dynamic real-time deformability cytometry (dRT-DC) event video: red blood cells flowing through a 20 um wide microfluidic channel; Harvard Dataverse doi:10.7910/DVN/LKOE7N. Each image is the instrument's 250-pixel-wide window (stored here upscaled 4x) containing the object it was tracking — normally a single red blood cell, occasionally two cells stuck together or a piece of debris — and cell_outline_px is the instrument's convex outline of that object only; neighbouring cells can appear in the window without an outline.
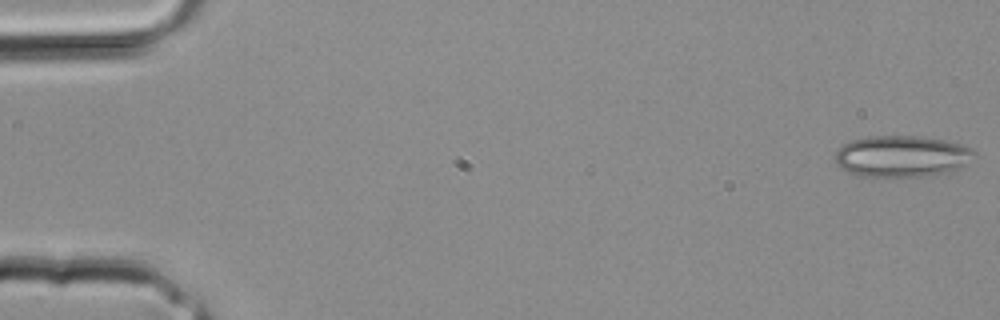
{"species": "common noctule bat (a hibernating species)", "species_latin": "Nyctalus noctula", "temperature_condition": "room temperature", "stored_images_in_passage": 13, "camera_frame_rate_fps": 3000, "um_per_image_px": 0.085, "animal": {"sex": "male", "body_mass_g": 20.4}, "frame": {"image": 1, "passage_image": 1, "time_ms": 0.0, "image_size_px": [1000, 320], "cell_outline_px": [[976, 156], [960, 168], [948, 172], [932, 176], [872, 180], [848, 172], [840, 168], [836, 164], [836, 152], [844, 144], [852, 140], [868, 136], [916, 136], [944, 140], [960, 144], [972, 148], [976, 152]], "centroid_in_image_um": [76.64, 13.34], "position_along_channel_um": 8.4, "area_um2": 34.68}}
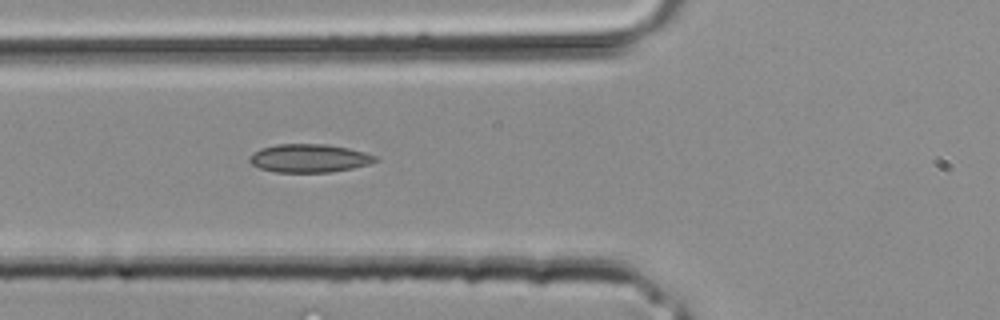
{"frame": {"image": 2, "passage_image": 13, "time_ms": 4.0, "image_size_px": [1000, 320], "cell_outline_px": [[380, 160], [368, 164], [352, 168], [328, 172], [276, 172], [260, 168], [252, 164], [248, 160], [248, 156], [252, 152], [260, 148], [276, 144], [328, 144], [348, 148], [364, 152], [376, 156]], "centroid_in_image_um": [26.25, 13.44], "position_along_channel_um": 99.5, "area_um2": 20.81}}